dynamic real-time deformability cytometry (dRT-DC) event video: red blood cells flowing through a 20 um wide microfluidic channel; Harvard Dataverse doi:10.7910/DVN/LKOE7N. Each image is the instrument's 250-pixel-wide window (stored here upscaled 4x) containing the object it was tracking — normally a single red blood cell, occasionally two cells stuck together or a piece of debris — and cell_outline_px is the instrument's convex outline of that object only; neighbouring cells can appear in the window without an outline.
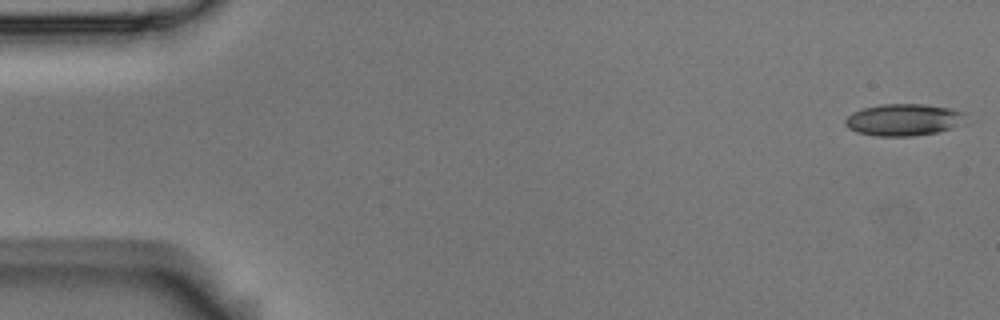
{"species": "Egyptian fruit bat (a non-hibernating species)", "species_latin": "Rousettus aegyptiacus", "temperature_condition": "room temperature", "stored_images_in_passage": 50, "camera_frame_rate_fps": 3000, "um_per_image_px": 0.085, "animal": {"sex": "male"}, "frame": {"image": 1, "passage_image": 1, "time_ms": 0.0, "image_size_px": [1000, 320], "cell_outline_px": [[976, 120], [968, 124], [936, 132], [912, 136], [876, 136], [856, 132], [848, 128], [844, 124], [844, 120], [852, 112], [864, 108], [880, 104], [924, 104], [948, 108], [964, 112]], "centroid_in_image_um": [76.93, 10.18], "position_along_channel_um": 8.1, "area_um2": 23.06}}
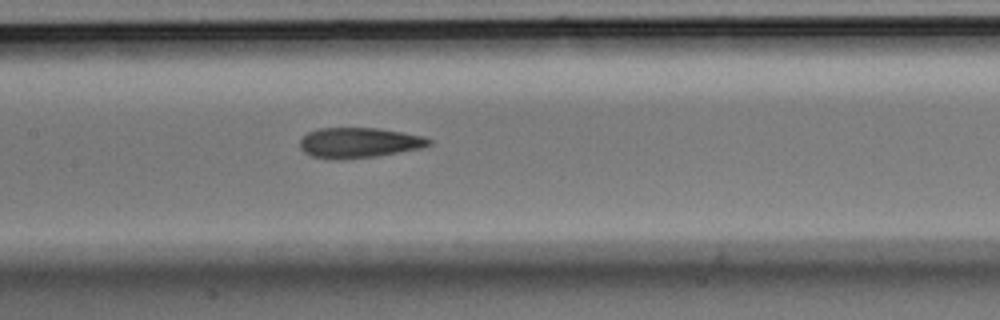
{"frame": {"image": 2, "passage_image": 26, "time_ms": 8.333, "image_size_px": [1000, 320], "cell_outline_px": [[432, 144], [420, 148], [376, 156], [336, 160], [332, 160], [312, 156], [304, 152], [300, 148], [300, 140], [308, 132], [320, 128], [376, 128], [404, 132], [424, 136], [432, 140]], "centroid_in_image_um": [30.51, 12.13], "position_along_channel_um": 176.9, "area_um2": 22.77}}
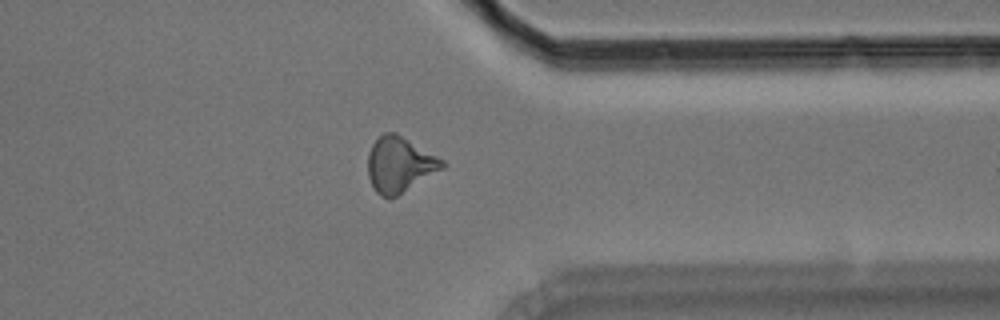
{"frame": {"image": 3, "passage_image": 43, "time_ms": 14.0, "image_size_px": [1000, 320], "cell_outline_px": [[448, 164], [444, 168], [396, 196], [388, 200], [380, 196], [376, 192], [368, 176], [368, 152], [372, 144], [384, 132], [396, 132], [444, 160]], "centroid_in_image_um": [33.96, 13.99], "position_along_channel_um": 377.4, "area_um2": 24.04}}